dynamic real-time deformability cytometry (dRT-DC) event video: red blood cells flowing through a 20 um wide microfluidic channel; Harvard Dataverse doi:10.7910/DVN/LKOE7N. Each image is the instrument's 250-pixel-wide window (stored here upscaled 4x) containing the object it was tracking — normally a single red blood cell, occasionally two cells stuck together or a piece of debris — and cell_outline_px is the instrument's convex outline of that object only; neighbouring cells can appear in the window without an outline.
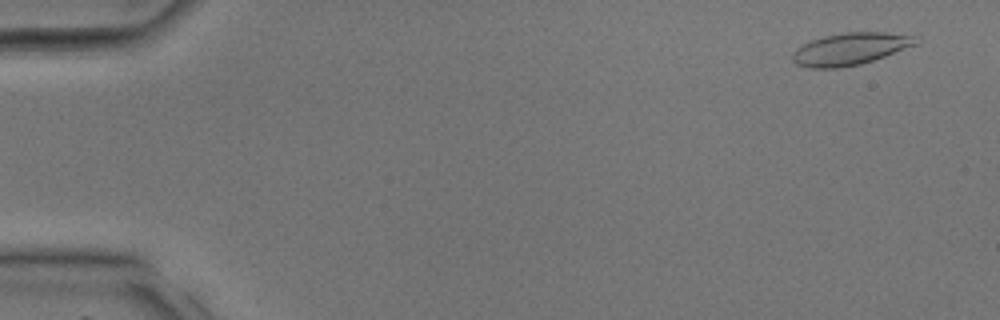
{"species": "common noctule bat (a hibernating species)", "species_latin": "Nyctalus noctula", "temperature_condition": "room temperature", "stored_images_in_passage": 37, "camera_frame_rate_fps": 3000, "um_per_image_px": 0.085, "animal": {"sex": "male", "body_mass_g": 17.9, "forearm_length_mm": 54.2}, "frame": {"image": 1, "passage_image": 2, "time_ms": 0.333, "image_size_px": [1000, 320], "cell_outline_px": [[920, 40], [916, 44], [884, 56], [860, 64], [840, 68], [808, 68], [796, 64], [792, 60], [792, 52], [796, 48], [812, 40], [824, 36], [844, 32], [884, 32], [920, 36]], "centroid_in_image_um": [72.26, 4.15], "position_along_channel_um": 12.7, "area_um2": 23.12}}
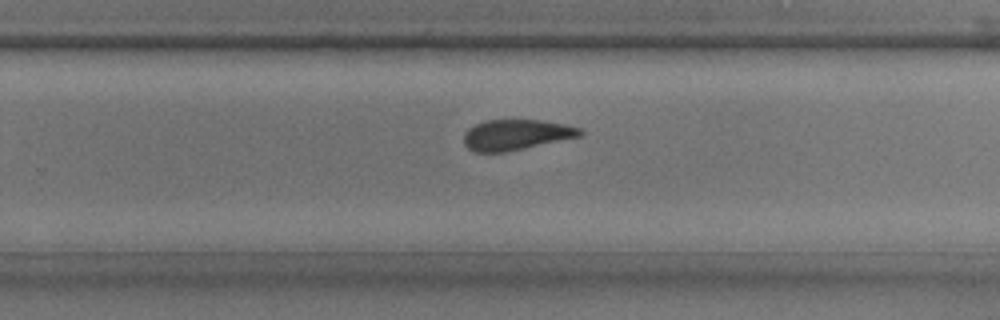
{"frame": {"image": 2, "passage_image": 24, "time_ms": 7.667, "image_size_px": [1000, 320], "cell_outline_px": [[584, 136], [508, 152], [472, 152], [464, 144], [464, 132], [468, 128], [476, 124], [488, 120], [540, 120], [564, 124], [580, 128], [584, 132]], "centroid_in_image_um": [43.9, 11.47], "position_along_channel_um": 285.9, "area_um2": 20.98}}
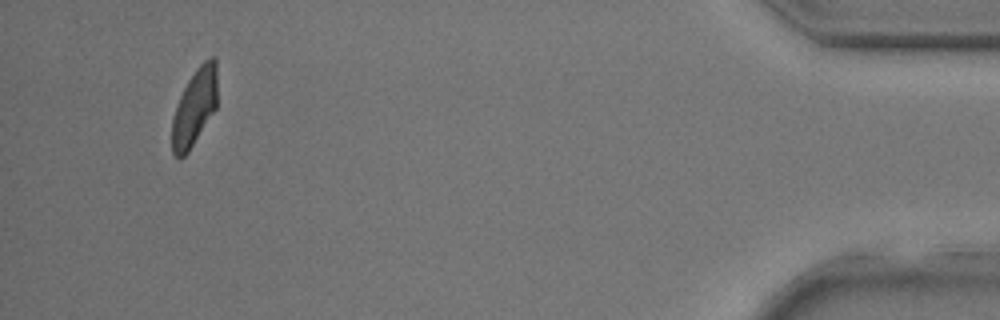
{"frame": {"image": 3, "passage_image": 35, "time_ms": 11.333, "image_size_px": [1000, 320], "cell_outline_px": [[216, 108], [188, 152], [180, 160], [172, 152], [172, 120], [180, 96], [188, 80], [196, 68], [204, 60], [212, 56], [216, 56]], "centroid_in_image_um": [16.53, 9.11], "position_along_channel_um": 418.7, "area_um2": 20.06}}